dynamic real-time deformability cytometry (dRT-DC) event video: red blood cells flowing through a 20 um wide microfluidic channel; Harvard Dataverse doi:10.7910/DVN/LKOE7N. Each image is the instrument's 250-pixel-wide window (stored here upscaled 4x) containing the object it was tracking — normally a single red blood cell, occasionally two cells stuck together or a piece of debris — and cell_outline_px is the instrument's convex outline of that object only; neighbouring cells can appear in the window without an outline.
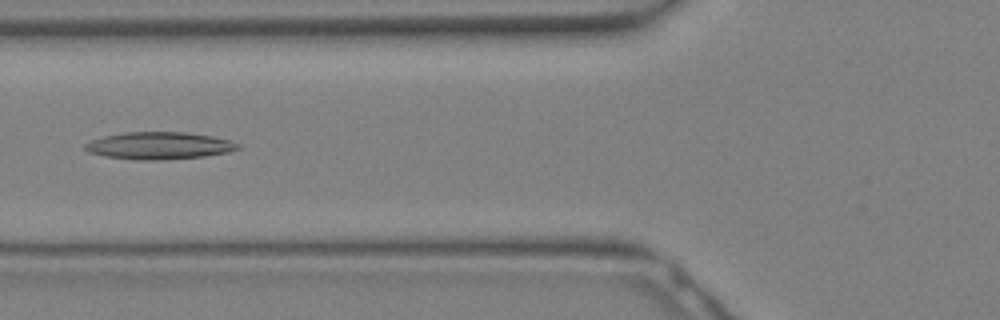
{"species": "Egyptian fruit bat (a non-hibernating species)", "species_latin": "Rousettus aegyptiacus", "temperature_condition": "warm", "stored_images_in_passage": 18, "camera_frame_rate_fps": 3000, "um_per_image_px": 0.085, "animal": {"sex": "female"}, "frame": {"image": 1, "passage_image": 11, "time_ms": 3.333, "image_size_px": [1000, 320], "cell_outline_px": [[240, 148], [228, 152], [204, 156], [156, 160], [136, 160], [108, 156], [88, 152], [84, 148], [84, 144], [92, 140], [104, 136], [124, 132], [188, 132], [212, 136], [232, 140], [240, 144]], "centroid_in_image_um": [13.56, 12.37], "position_along_channel_um": 112.2, "area_um2": 24.22}}
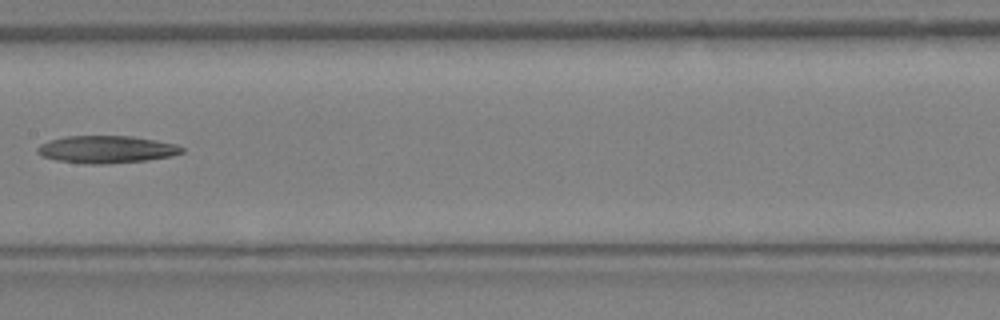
{"frame": {"image": 2, "passage_image": 15, "time_ms": 4.667, "image_size_px": [1000, 320], "cell_outline_px": [[184, 152], [172, 156], [148, 160], [104, 164], [88, 164], [56, 160], [44, 156], [36, 152], [36, 148], [40, 144], [48, 140], [64, 136], [132, 136], [156, 140], [176, 144], [184, 148]], "centroid_in_image_um": [9.05, 12.69], "position_along_channel_um": 198.3, "area_um2": 23.18}}
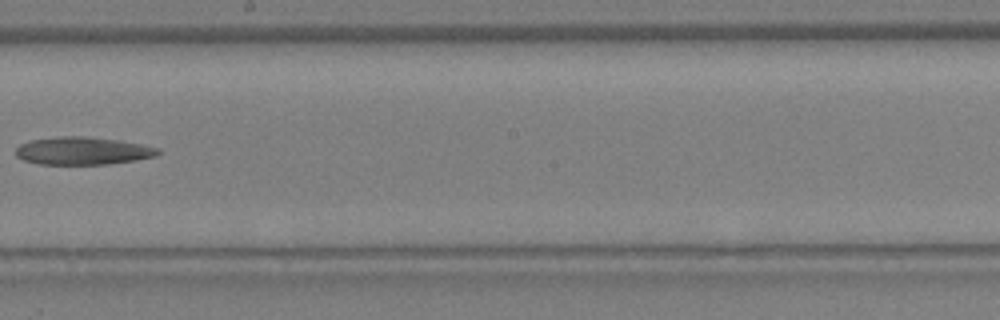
{"frame": {"image": 3, "passage_image": 17, "time_ms": 5.333, "image_size_px": [1000, 320], "cell_outline_px": [[160, 152], [156, 156], [108, 164], [40, 164], [24, 160], [16, 156], [16, 148], [20, 144], [32, 140], [60, 136], [88, 136], [120, 140], [160, 148]], "centroid_in_image_um": [7.03, 12.81], "position_along_channel_um": 241.2, "area_um2": 22.89}}